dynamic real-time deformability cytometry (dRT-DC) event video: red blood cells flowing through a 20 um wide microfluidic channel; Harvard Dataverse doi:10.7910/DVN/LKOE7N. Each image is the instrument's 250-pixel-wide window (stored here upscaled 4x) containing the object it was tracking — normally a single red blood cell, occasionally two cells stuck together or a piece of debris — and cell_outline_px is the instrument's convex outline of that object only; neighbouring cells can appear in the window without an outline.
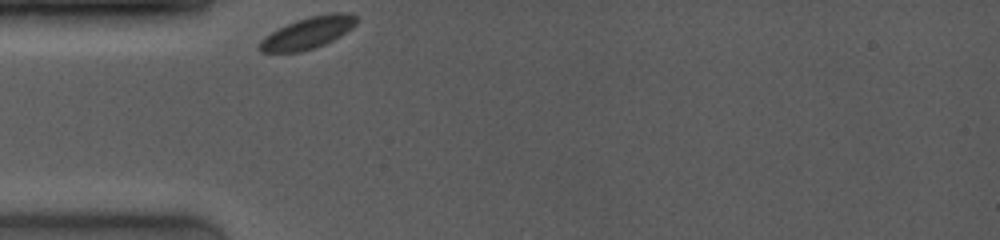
{"species": "common noctule bat (a hibernating species)", "species_latin": "Nyctalus noctula", "temperature_condition": "room temperature", "stored_images_in_passage": 32, "camera_frame_rate_fps": 4000, "um_per_image_px": 0.085, "animal": {"sex": "female", "body_mass_g": 19.0, "forearm_length_mm": 53.3}, "frame": {"image": 1, "passage_image": 1, "time_ms": 0.0, "image_size_px": [1000, 240], "cell_outline_px": [[356, 24], [352, 28], [340, 36], [324, 44], [300, 52], [260, 52], [260, 40], [264, 36], [296, 20], [328, 12], [344, 12], [356, 16]], "centroid_in_image_um": [26.18, 2.78], "position_along_channel_um": 58.8, "area_um2": 17.63}}
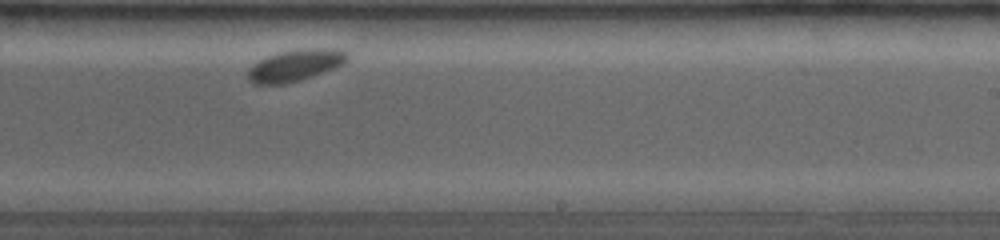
{"frame": {"image": 2, "passage_image": 19, "time_ms": 5.75, "image_size_px": [1000, 240], "cell_outline_px": [[348, 60], [344, 64], [312, 76], [300, 80], [284, 84], [252, 84], [248, 80], [248, 68], [252, 64], [276, 52], [308, 48], [336, 48], [348, 52]], "centroid_in_image_um": [25.1, 5.54], "position_along_channel_um": 263.9, "area_um2": 18.44}}
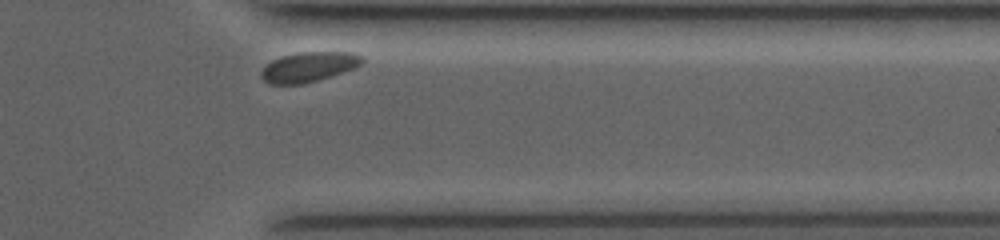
{"frame": {"image": 3, "passage_image": 29, "time_ms": 9.0, "image_size_px": [1000, 240], "cell_outline_px": [[364, 60], [360, 64], [352, 68], [316, 80], [300, 84], [268, 84], [260, 76], [260, 72], [272, 60], [280, 56], [296, 52], [352, 52], [364, 56]], "centroid_in_image_um": [26.2, 5.67], "position_along_channel_um": 385.2, "area_um2": 17.34}}